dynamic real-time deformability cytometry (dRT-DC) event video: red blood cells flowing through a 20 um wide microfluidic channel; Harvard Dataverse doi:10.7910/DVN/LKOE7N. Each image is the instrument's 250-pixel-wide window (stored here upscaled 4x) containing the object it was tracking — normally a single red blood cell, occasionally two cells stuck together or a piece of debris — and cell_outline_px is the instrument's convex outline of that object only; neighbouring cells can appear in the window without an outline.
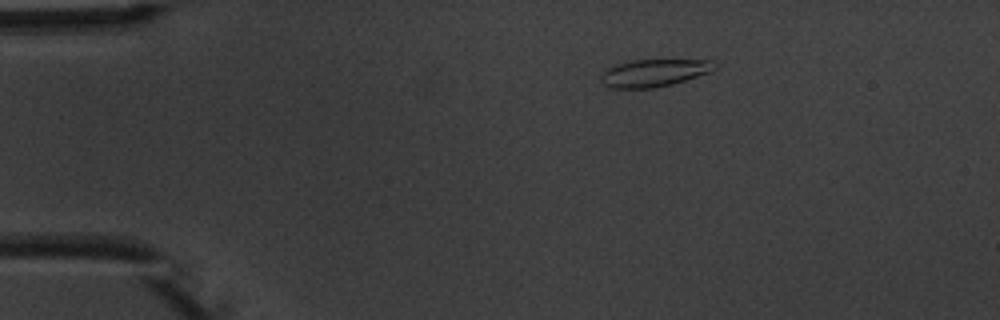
{"species": "common noctule bat (a hibernating species)", "species_latin": "Nyctalus noctula", "temperature_condition": "warm", "stored_images_in_passage": 5, "camera_frame_rate_fps": 3000, "um_per_image_px": 0.085, "animal": {"sex": "male", "body_mass_g": 20.1, "forearm_length_mm": 53.5}, "frame": {"image": 1, "passage_image": 1, "time_ms": 0.0, "image_size_px": [1000, 320], "cell_outline_px": [[716, 68], [708, 72], [672, 84], [652, 88], [612, 88], [604, 84], [600, 80], [600, 76], [608, 68], [616, 64], [632, 60], [716, 60]], "centroid_in_image_um": [55.58, 6.19], "position_along_channel_um": 29.4, "area_um2": 17.98}}
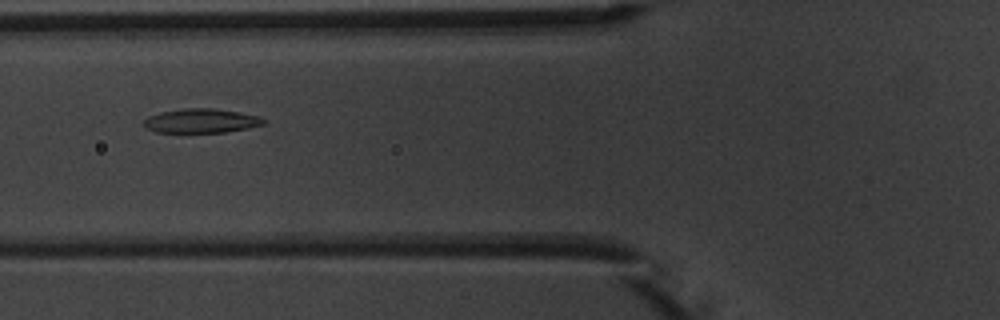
{"frame": {"image": 2, "passage_image": 4, "time_ms": 3.667, "image_size_px": [1000, 320], "cell_outline_px": [[264, 124], [248, 128], [224, 132], [156, 132], [148, 128], [144, 124], [144, 120], [148, 116], [160, 112], [184, 108], [212, 108], [240, 112], [256, 116], [264, 120]], "centroid_in_image_um": [17.08, 10.26], "position_along_channel_um": 108.7, "area_um2": 16.65}}
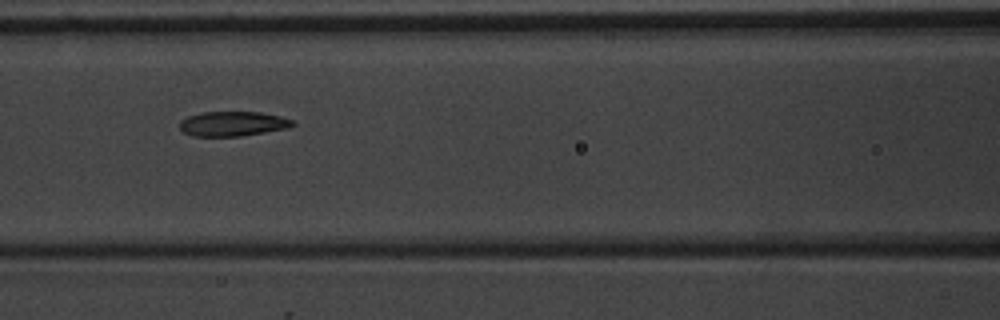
{"frame": {"image": 3, "passage_image": 5, "time_ms": 4.667, "image_size_px": [1000, 320], "cell_outline_px": [[296, 124], [288, 128], [240, 136], [192, 136], [184, 132], [180, 128], [180, 120], [188, 116], [200, 112], [260, 112], [280, 116], [292, 120]], "centroid_in_image_um": [19.77, 10.51], "position_along_channel_um": 146.8, "area_um2": 16.24}}